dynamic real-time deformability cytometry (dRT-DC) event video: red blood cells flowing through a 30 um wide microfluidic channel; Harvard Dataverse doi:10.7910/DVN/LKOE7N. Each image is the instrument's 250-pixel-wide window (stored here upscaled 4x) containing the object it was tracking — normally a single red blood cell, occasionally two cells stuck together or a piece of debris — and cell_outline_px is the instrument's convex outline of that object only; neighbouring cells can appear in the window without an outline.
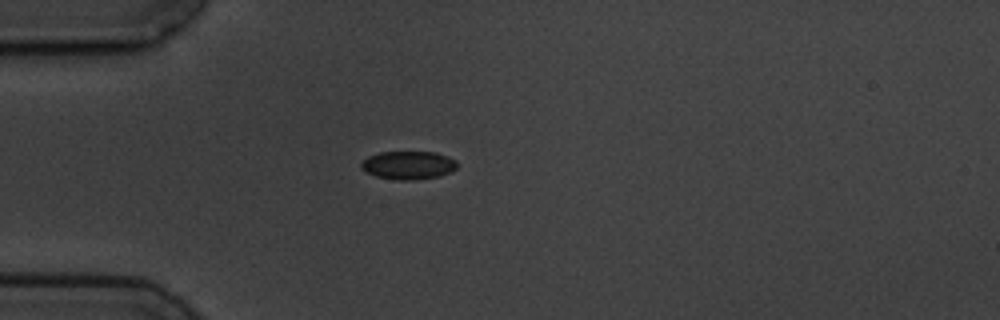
{"species": "common noctule bat (a hibernating species)", "species_latin": "Nyctalus noctula", "temperature_condition": "cold", "stored_images_in_passage": 2, "camera_frame_rate_fps": 3000, "um_per_image_px": 0.085, "animal": {"sex": "male", "body_mass_g": 19.5, "forearm_length_mm": 54.6}, "frame": {"image": 1, "passage_image": 2, "time_ms": 1.333, "image_size_px": [1000, 320], "cell_outline_px": [[456, 168], [452, 172], [440, 176], [412, 180], [396, 180], [376, 176], [364, 172], [360, 168], [360, 164], [368, 156], [380, 152], [436, 152], [448, 156], [456, 160]], "centroid_in_image_um": [34.7, 14.04], "position_along_channel_um": 50.3, "area_um2": 15.95}}